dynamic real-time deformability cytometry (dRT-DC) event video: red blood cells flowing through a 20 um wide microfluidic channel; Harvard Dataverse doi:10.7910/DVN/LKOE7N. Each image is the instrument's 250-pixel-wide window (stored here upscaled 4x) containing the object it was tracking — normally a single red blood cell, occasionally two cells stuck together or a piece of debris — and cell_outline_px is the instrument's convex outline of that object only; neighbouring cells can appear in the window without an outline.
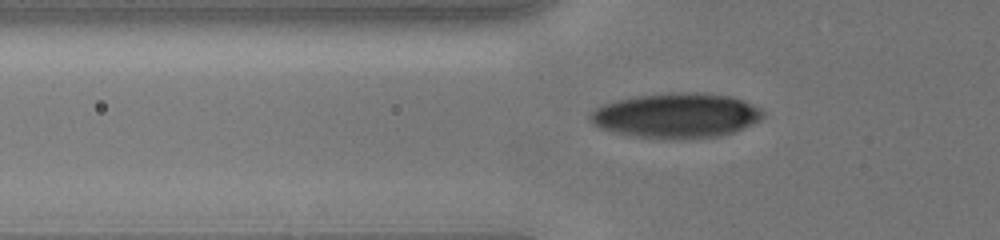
{"species": "human", "species_latin": "Homo sapiens", "temperature_condition": "cold", "stored_images_in_passage": 41, "segment_of_instrument_passage": [1, 2], "camera_frame_rate_fps": 3000, "um_per_image_px": 0.085, "donor": {"sex": "male"}, "frame": {"image": 1, "passage_image": 5, "time_ms": 1.333, "image_size_px": [1000, 240], "cell_outline_px": [[764, 116], [760, 120], [752, 124], [732, 132], [716, 136], [632, 136], [600, 128], [588, 120], [588, 112], [604, 104], [616, 100], [636, 96], [672, 92], [700, 92], [732, 96], [744, 100], [760, 108], [764, 112]], "centroid_in_image_um": [57.47, 9.76], "position_along_channel_um": 68.3, "area_um2": 44.27}}
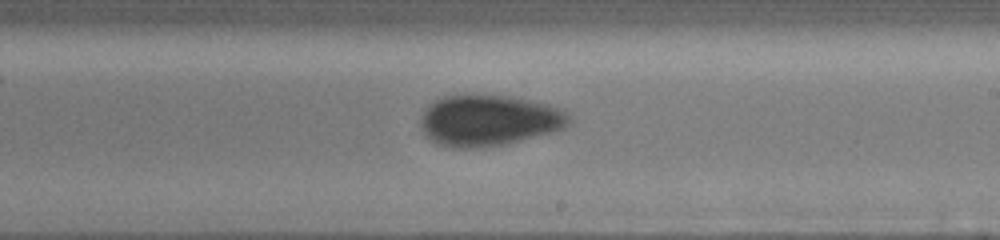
{"frame": {"image": 2, "passage_image": 20, "time_ms": 6.0, "image_size_px": [1000, 240], "cell_outline_px": [[572, 120], [564, 128], [552, 132], [504, 144], [476, 148], [452, 148], [436, 144], [428, 140], [420, 128], [420, 116], [424, 108], [436, 100], [444, 96], [472, 92], [512, 96], [532, 100], [548, 104], [560, 108]], "centroid_in_image_um": [41.48, 10.2], "position_along_channel_um": 247.5, "area_um2": 45.2}}
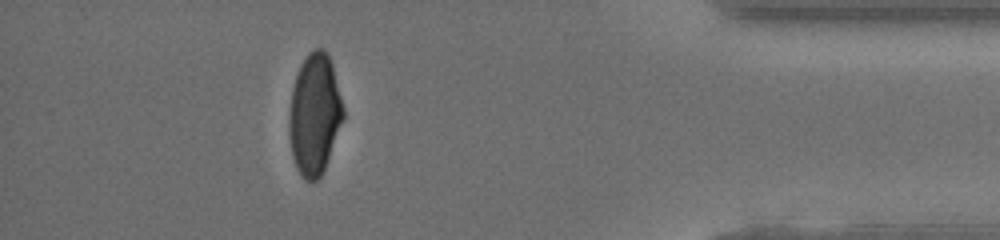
{"frame": {"image": 3, "passage_image": 36, "time_ms": 11.0, "image_size_px": [1000, 240], "cell_outline_px": [[344, 120], [324, 168], [320, 176], [316, 180], [304, 180], [300, 176], [296, 168], [292, 156], [288, 132], [288, 120], [292, 88], [300, 64], [308, 52], [312, 48], [324, 48], [332, 64], [344, 108]], "centroid_in_image_um": [26.72, 9.71], "position_along_channel_um": 408.5, "area_um2": 38.44}}